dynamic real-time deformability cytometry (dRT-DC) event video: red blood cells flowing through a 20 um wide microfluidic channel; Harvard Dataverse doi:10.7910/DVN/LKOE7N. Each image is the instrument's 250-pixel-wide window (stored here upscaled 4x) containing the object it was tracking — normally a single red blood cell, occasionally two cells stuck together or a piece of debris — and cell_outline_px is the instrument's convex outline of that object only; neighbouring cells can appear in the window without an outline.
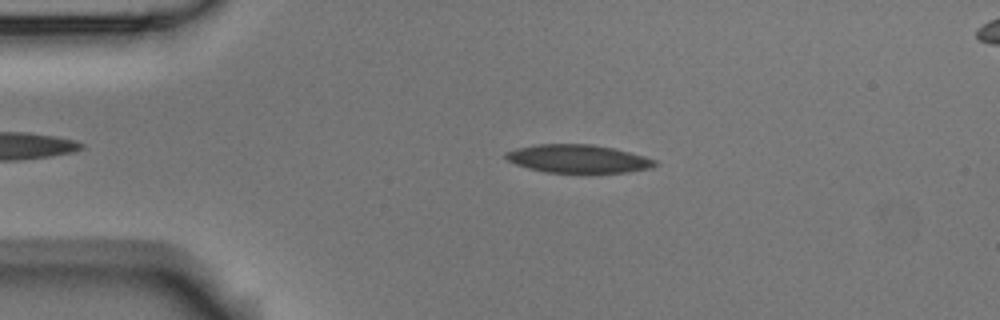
{"species": "Egyptian fruit bat (a non-hibernating species)", "species_latin": "Rousettus aegyptiacus", "temperature_condition": "room temperature", "stored_images_in_passage": 4, "segment_of_instrument_passage": [1, 2], "camera_frame_rate_fps": 3000, "um_per_image_px": 0.085, "animal": {"sex": "male"}, "frame": {"image": 1, "passage_image": 2, "time_ms": 1.333, "image_size_px": [1000, 320], "cell_outline_px": [[660, 164], [652, 168], [628, 172], [548, 172], [528, 168], [516, 164], [508, 160], [504, 156], [504, 152], [516, 148], [536, 144], [592, 144], [612, 148], [644, 156], [656, 160]], "centroid_in_image_um": [49.14, 13.49], "position_along_channel_um": 35.9, "area_um2": 24.39}}